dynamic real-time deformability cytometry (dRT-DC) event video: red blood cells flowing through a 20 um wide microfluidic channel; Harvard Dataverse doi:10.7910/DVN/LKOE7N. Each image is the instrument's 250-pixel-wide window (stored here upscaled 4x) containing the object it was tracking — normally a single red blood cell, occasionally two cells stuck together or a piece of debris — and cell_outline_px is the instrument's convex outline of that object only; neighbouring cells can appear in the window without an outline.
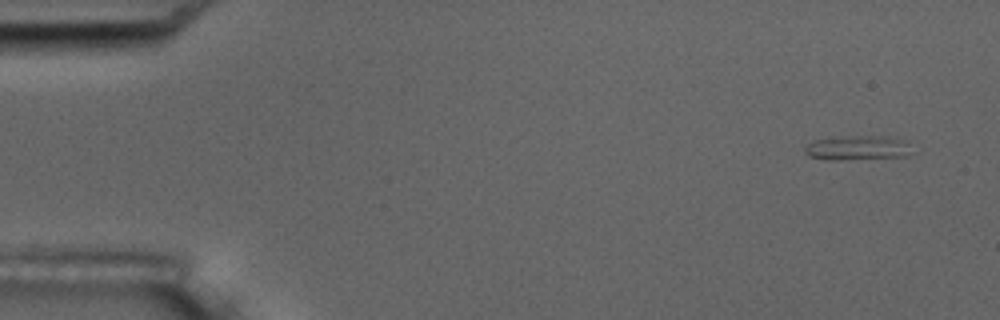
{"species": "common noctule bat (a hibernating species)", "species_latin": "Nyctalus noctula", "temperature_condition": "room temperature", "stored_images_in_passage": 4, "camera_frame_rate_fps": 3000, "um_per_image_px": 0.085, "animal": {"sex": "male", "body_mass_g": 17.5, "forearm_length_mm": 52.3}, "frame": {"image": 1, "passage_image": 1, "time_ms": 0.0, "image_size_px": [1000, 320], "cell_outline_px": [[912, 152], [908, 156], [840, 160], [828, 160], [808, 156], [804, 152], [804, 148], [808, 144], [816, 140], [860, 136], [880, 136], [908, 140]], "centroid_in_image_um": [72.94, 12.59], "position_along_channel_um": 12.1, "area_um2": 15.14}}
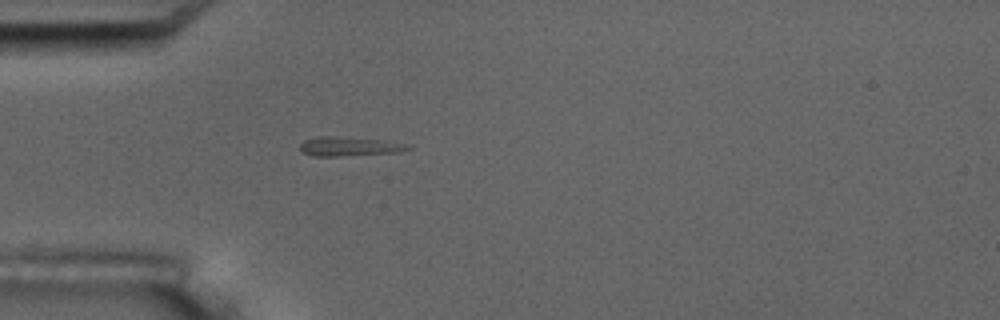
{"frame": {"image": 2, "passage_image": 4, "time_ms": 4.333, "image_size_px": [1000, 320], "cell_outline_px": [[412, 148], [400, 152], [340, 156], [312, 156], [300, 152], [300, 144], [304, 140], [316, 136], [340, 136], [380, 140], [404, 144]], "centroid_in_image_um": [29.59, 12.45], "position_along_channel_um": 55.4, "area_um2": 12.08}}